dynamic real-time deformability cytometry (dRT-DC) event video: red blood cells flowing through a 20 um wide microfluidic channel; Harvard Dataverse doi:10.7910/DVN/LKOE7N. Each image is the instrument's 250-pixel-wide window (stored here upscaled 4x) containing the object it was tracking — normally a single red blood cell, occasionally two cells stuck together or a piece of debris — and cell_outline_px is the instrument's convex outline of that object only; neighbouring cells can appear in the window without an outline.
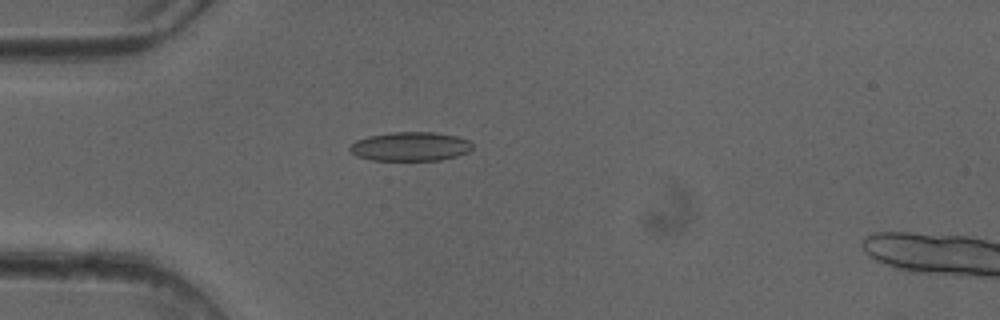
{"species": "common noctule bat (a hibernating species)", "species_latin": "Nyctalus noctula", "temperature_condition": "cold", "stored_images_in_passage": 50, "camera_frame_rate_fps": 3000, "um_per_image_px": 0.085, "animal": {"sex": "female"}, "frame": {"image": 1, "passage_image": 14, "time_ms": 4.333, "image_size_px": [1000, 320], "cell_outline_px": [[472, 148], [468, 152], [456, 156], [440, 160], [372, 160], [356, 156], [348, 148], [356, 140], [368, 136], [392, 132], [436, 132], [456, 136], [468, 140], [472, 144]], "centroid_in_image_um": [34.87, 12.45], "position_along_channel_um": 50.1, "area_um2": 20.69}}
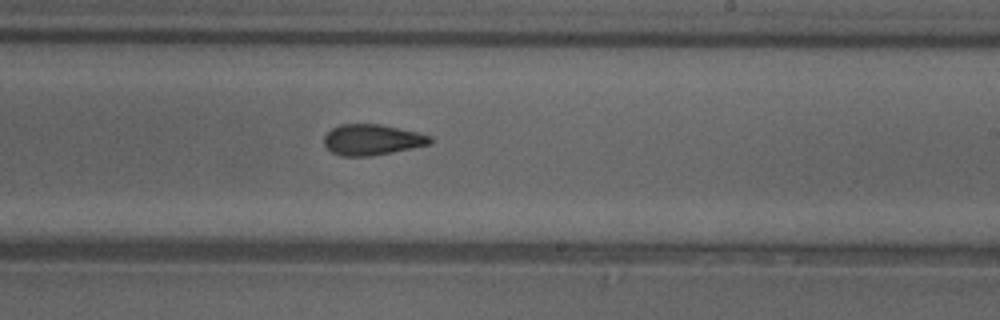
{"frame": {"image": 2, "passage_image": 30, "time_ms": 9.667, "image_size_px": [1000, 320], "cell_outline_px": [[432, 144], [372, 156], [340, 156], [332, 152], [324, 144], [324, 136], [332, 128], [340, 124], [380, 124], [416, 132], [432, 136]], "centroid_in_image_um": [31.63, 11.88], "position_along_channel_um": 257.4, "area_um2": 19.02}}
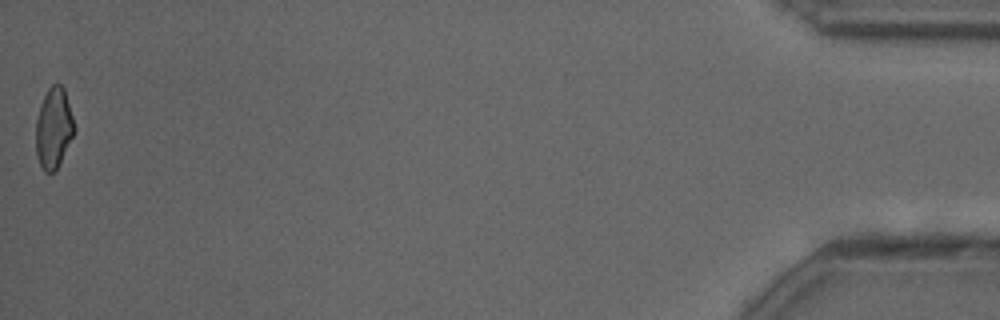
{"frame": {"image": 3, "passage_image": 50, "time_ms": 16.333, "image_size_px": [1000, 320], "cell_outline_px": [[76, 128], [56, 172], [44, 172], [36, 156], [36, 120], [40, 104], [48, 88], [52, 84], [60, 84], [64, 88]], "centroid_in_image_um": [4.56, 10.9], "position_along_channel_um": 430.6, "area_um2": 18.09}, "authors_computed_cell_mechanics": {"area_um2": 19.652, "velocity_mm_per_s": 4.1095, "shape_relaxation_time_tau1_ms": 5.7051, "shape_relaxation_time_tau2_ms": 2.3467, "deformation_change_tau1": 0.1236, "deformation_change_tau2": 0.0891}}